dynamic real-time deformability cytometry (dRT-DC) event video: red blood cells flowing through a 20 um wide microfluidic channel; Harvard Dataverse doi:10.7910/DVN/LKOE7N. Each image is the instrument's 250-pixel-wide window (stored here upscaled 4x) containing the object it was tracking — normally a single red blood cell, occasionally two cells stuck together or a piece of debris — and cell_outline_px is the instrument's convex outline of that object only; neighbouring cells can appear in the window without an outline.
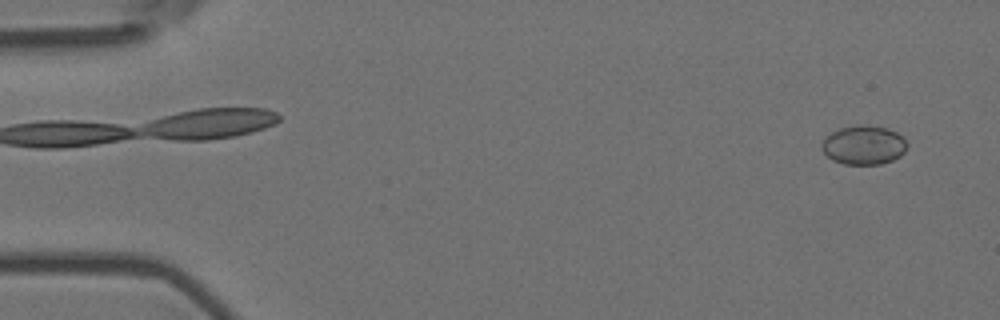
{"species": "Egyptian fruit bat (a non-hibernating species)", "species_latin": "Rousettus aegyptiacus", "temperature_condition": "room temperature", "stored_images_in_passage": 6, "camera_frame_rate_fps": 3000, "um_per_image_px": 0.085, "animal": {"sex": "female"}, "frame": {"image": 1, "passage_image": 1, "time_ms": 0.0, "image_size_px": [1000, 320], "cell_outline_px": [[908, 144], [904, 152], [900, 156], [892, 160], [880, 164], [844, 164], [832, 160], [820, 148], [820, 144], [824, 136], [840, 128], [860, 124], [864, 124], [888, 128], [896, 132]], "centroid_in_image_um": [73.38, 12.32], "position_along_channel_um": 11.6, "area_um2": 19.54}}
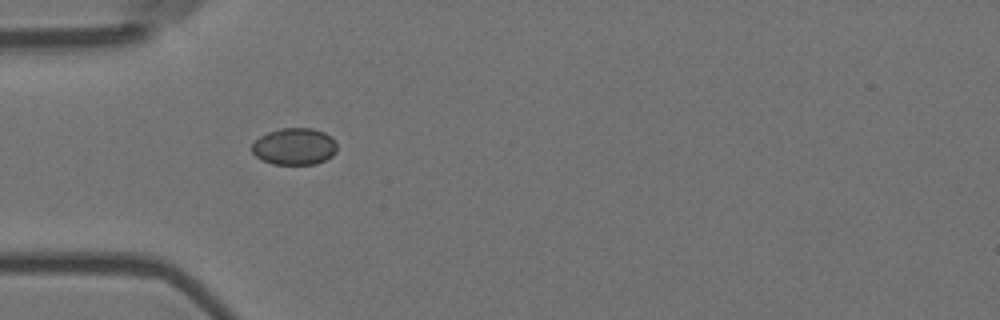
{"frame": {"image": 2, "passage_image": 5, "time_ms": 1.333, "image_size_px": [1000, 320], "cell_outline_px": [[336, 152], [332, 156], [316, 164], [272, 164], [256, 156], [252, 152], [252, 144], [260, 136], [268, 132], [280, 128], [312, 128], [324, 132], [336, 144]], "centroid_in_image_um": [25.01, 12.45], "position_along_channel_um": 60.0, "area_um2": 18.09}}
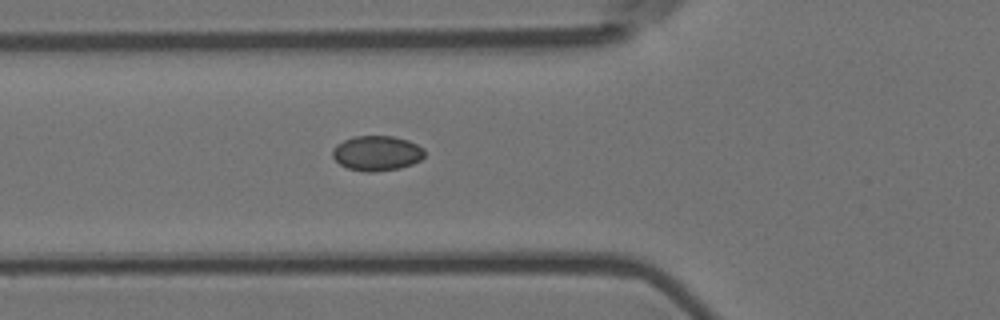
{"frame": {"image": 3, "passage_image": 6, "time_ms": 1.667, "image_size_px": [1000, 320], "cell_outline_px": [[424, 156], [420, 160], [412, 164], [400, 168], [372, 172], [364, 172], [348, 168], [340, 164], [332, 156], [332, 148], [336, 144], [352, 136], [392, 136], [408, 140], [424, 148]], "centroid_in_image_um": [32.02, 13.02], "position_along_channel_um": 93.8, "area_um2": 18.84}}